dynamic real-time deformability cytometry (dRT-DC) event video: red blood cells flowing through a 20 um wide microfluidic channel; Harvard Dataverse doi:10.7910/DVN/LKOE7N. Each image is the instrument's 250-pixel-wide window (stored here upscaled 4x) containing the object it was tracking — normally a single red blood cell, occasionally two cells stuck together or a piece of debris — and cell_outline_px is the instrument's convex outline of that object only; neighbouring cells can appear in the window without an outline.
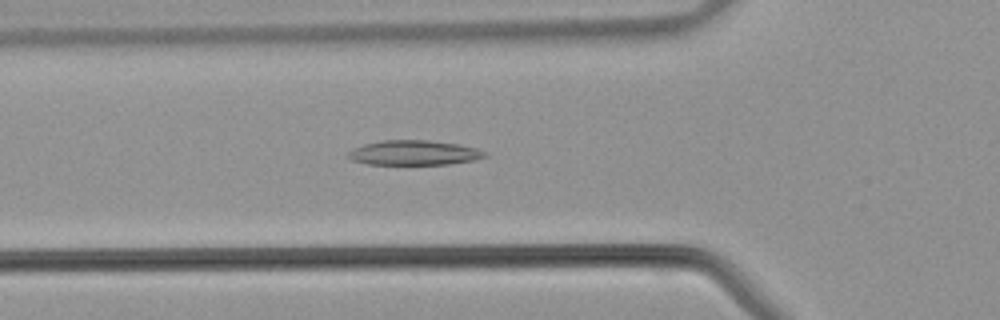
{"species": "common noctule bat (a hibernating species)", "species_latin": "Nyctalus noctula", "temperature_condition": "warm", "stored_images_in_passage": 41, "camera_frame_rate_fps": 3000, "um_per_image_px": 0.085, "animal": {"sex": "male", "body_mass_g": 21.5, "forearm_length_mm": 52.0}, "frame": {"image": 1, "passage_image": 14, "time_ms": 4.333, "image_size_px": [1000, 320], "cell_outline_px": [[488, 156], [476, 160], [448, 164], [368, 164], [352, 160], [348, 156], [348, 152], [364, 144], [380, 140], [428, 140], [456, 144], [476, 148], [488, 152]], "centroid_in_image_um": [35.24, 12.98], "position_along_channel_um": 90.6, "area_um2": 19.65}}
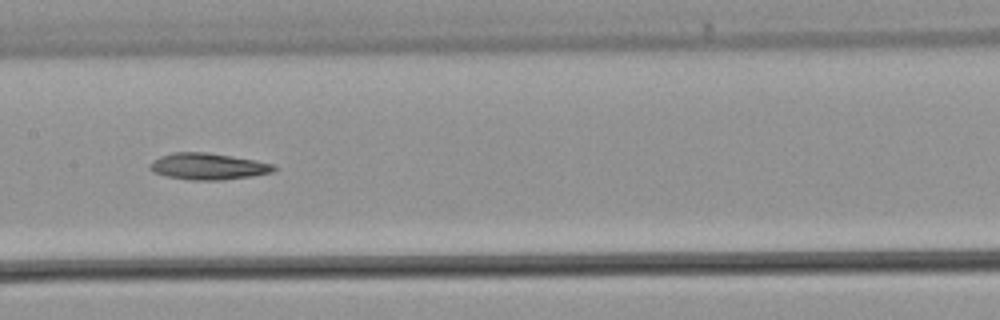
{"frame": {"image": 2, "passage_image": 20, "time_ms": 6.333, "image_size_px": [1000, 320], "cell_outline_px": [[276, 168], [272, 172], [252, 176], [224, 180], [192, 180], [168, 176], [152, 172], [148, 168], [152, 160], [160, 156], [176, 152], [208, 152], [256, 160], [272, 164]], "centroid_in_image_um": [17.66, 14.14], "position_along_channel_um": 189.7, "area_um2": 19.13}}
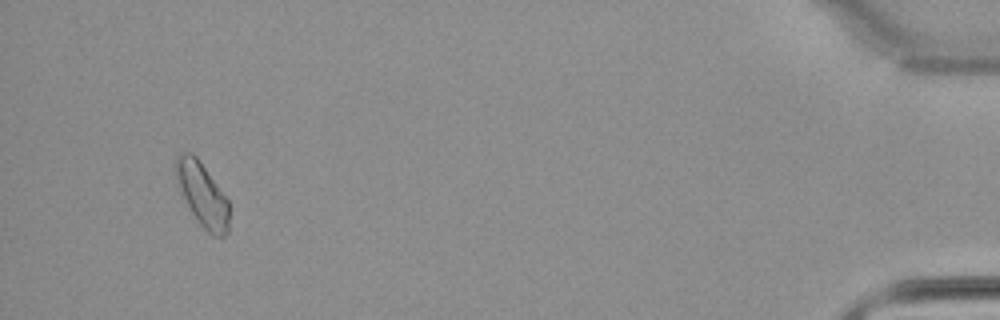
{"frame": {"image": 3, "passage_image": 39, "time_ms": 12.667, "image_size_px": [1000, 320], "cell_outline_px": [[228, 232], [224, 236], [212, 236], [200, 224], [192, 212], [180, 192], [176, 184], [176, 156], [180, 152], [192, 152], [196, 156], [228, 200]], "centroid_in_image_um": [17.17, 16.52], "position_along_channel_um": 418.0, "area_um2": 19.48}}